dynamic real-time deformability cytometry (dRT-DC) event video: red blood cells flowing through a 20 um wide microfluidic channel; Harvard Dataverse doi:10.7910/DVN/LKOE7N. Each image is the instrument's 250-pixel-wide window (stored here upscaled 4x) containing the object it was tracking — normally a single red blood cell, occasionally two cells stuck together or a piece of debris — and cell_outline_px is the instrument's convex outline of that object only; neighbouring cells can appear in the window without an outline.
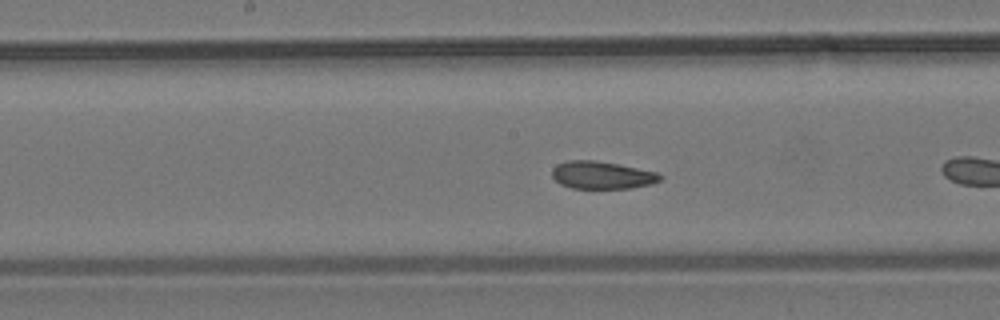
{"species": "common noctule bat (a hibernating species)", "species_latin": "Nyctalus noctula", "temperature_condition": "room temperature", "stored_images_in_passage": 18, "camera_frame_rate_fps": 3000, "um_per_image_px": 0.085, "animal": {"sex": "male", "body_mass_g": 19.2, "forearm_length_mm": 51.8}, "frame": {"image": 1, "passage_image": 13, "time_ms": 4.0, "image_size_px": [1000, 320], "cell_outline_px": [[664, 176], [660, 180], [652, 184], [628, 188], [572, 188], [560, 184], [552, 176], [552, 168], [556, 164], [568, 160], [596, 160], [656, 172]], "centroid_in_image_um": [51.14, 14.88], "position_along_channel_um": 197.1, "area_um2": 17.28}}